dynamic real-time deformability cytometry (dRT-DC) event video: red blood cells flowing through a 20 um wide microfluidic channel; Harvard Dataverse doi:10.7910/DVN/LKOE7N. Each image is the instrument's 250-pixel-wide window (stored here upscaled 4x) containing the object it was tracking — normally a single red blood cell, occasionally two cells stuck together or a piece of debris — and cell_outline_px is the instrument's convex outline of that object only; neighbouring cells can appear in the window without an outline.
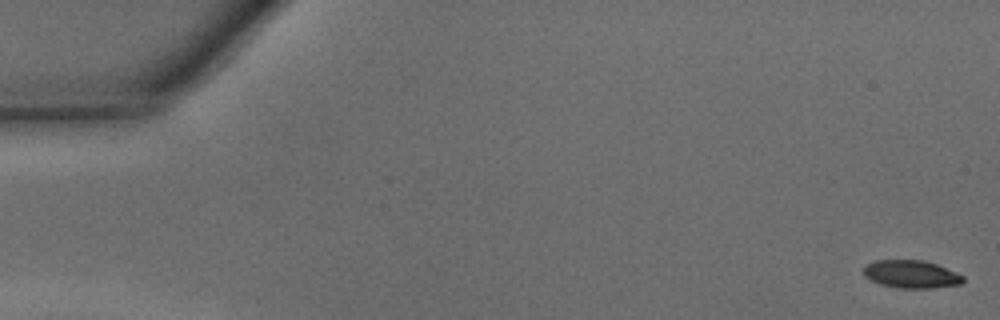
{"species": "common noctule bat (a hibernating species)", "species_latin": "Nyctalus noctula", "temperature_condition": "warm", "stored_images_in_passage": 35, "camera_frame_rate_fps": 3000, "um_per_image_px": 0.085, "animal": {"sex": "male", "body_mass_g": 15.6}, "frame": {"image": 1, "passage_image": 1, "time_ms": 0.0, "image_size_px": [1000, 320], "cell_outline_px": [[964, 280], [960, 284], [932, 288], [900, 288], [880, 284], [864, 276], [864, 264], [876, 260], [924, 260], [936, 264], [956, 272], [964, 276]], "centroid_in_image_um": [77.44, 23.3], "position_along_channel_um": 7.6, "area_um2": 16.13}}
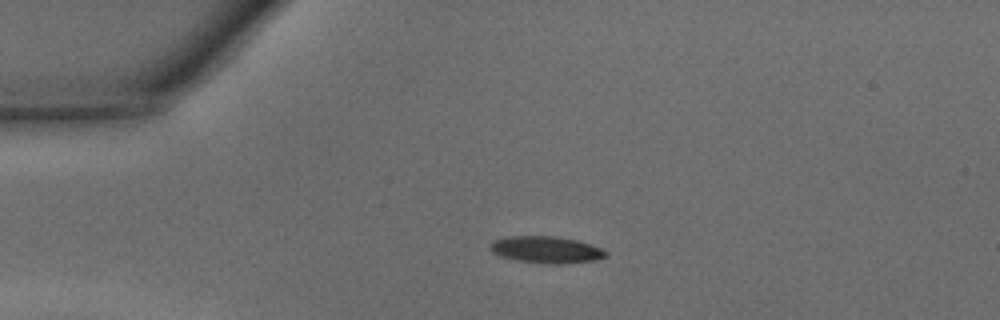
{"frame": {"image": 2, "passage_image": 11, "time_ms": 3.333, "image_size_px": [1000, 320], "cell_outline_px": [[608, 256], [596, 260], [560, 264], [548, 264], [516, 260], [500, 256], [492, 252], [488, 248], [488, 244], [492, 240], [508, 236], [556, 236], [576, 240], [600, 248], [608, 252]], "centroid_in_image_um": [46.38, 21.22], "position_along_channel_um": 38.6, "area_um2": 18.21}}